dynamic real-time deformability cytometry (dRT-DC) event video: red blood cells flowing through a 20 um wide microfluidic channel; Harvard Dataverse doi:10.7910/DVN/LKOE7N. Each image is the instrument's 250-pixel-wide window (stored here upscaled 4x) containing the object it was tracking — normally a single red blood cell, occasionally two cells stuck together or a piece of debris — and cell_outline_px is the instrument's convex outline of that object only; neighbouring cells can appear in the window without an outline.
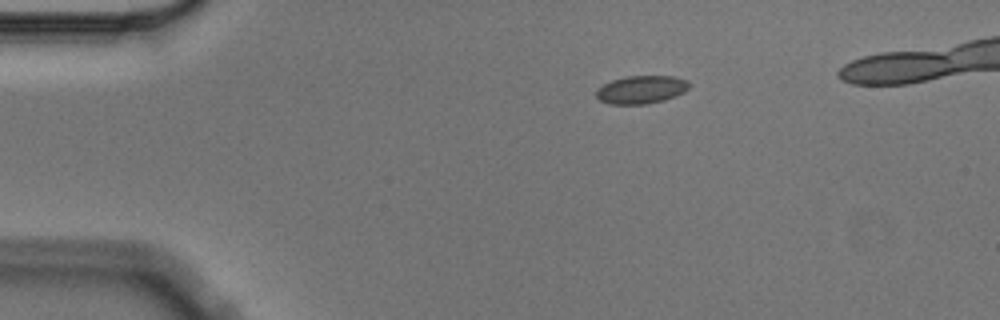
{"species": "Egyptian fruit bat (a non-hibernating species)", "species_latin": "Rousettus aegyptiacus", "temperature_condition": "cold", "stored_images_in_passage": 4, "camera_frame_rate_fps": 3000, "um_per_image_px": 0.085, "animal": {"sex": "male"}, "frame": {"image": 1, "passage_image": 1, "time_ms": 0.0, "image_size_px": [1000, 320], "cell_outline_px": [[688, 88], [684, 92], [676, 96], [664, 100], [648, 104], [608, 104], [600, 100], [596, 96], [596, 88], [612, 80], [624, 76], [672, 76], [688, 80]], "centroid_in_image_um": [54.49, 7.62], "position_along_channel_um": 30.5, "area_um2": 15.26}}